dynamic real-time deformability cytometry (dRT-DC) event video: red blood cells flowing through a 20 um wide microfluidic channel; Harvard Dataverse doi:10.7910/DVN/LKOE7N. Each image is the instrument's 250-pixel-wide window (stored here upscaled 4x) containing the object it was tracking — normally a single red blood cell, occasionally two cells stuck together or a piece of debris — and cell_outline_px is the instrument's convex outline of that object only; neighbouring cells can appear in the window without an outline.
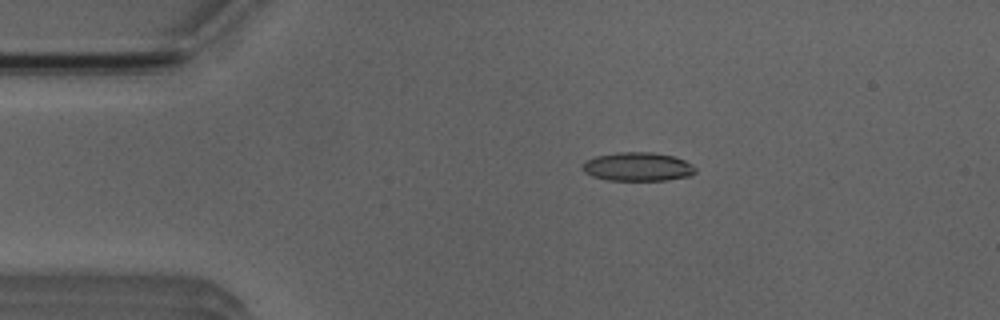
{"species": "Egyptian fruit bat (a non-hibernating species)", "species_latin": "Rousettus aegyptiacus", "temperature_condition": "room temperature", "stored_images_in_passage": 6, "camera_frame_rate_fps": 3000, "um_per_image_px": 0.085, "animal": {"sex": "male"}, "frame": {"image": 1, "passage_image": 2, "time_ms": 1.333, "image_size_px": [1000, 320], "cell_outline_px": [[696, 172], [692, 176], [668, 180], [608, 180], [592, 176], [584, 172], [584, 160], [596, 156], [616, 152], [652, 152], [672, 156], [684, 160], [692, 164], [696, 168]], "centroid_in_image_um": [54.24, 14.17], "position_along_channel_um": 30.8, "area_um2": 18.96}}
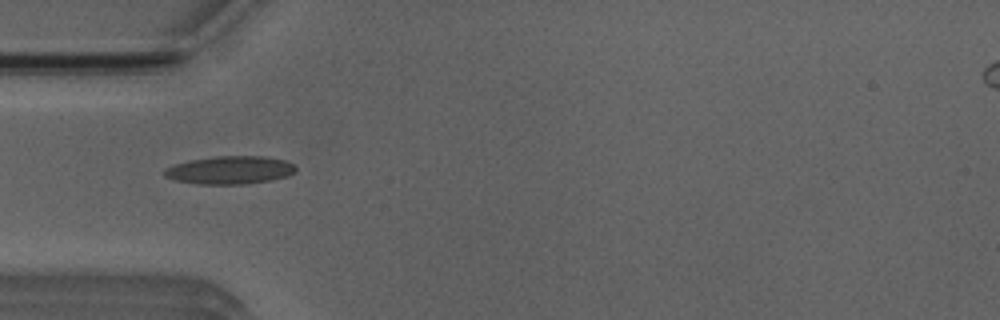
{"frame": {"image": 2, "passage_image": 4, "time_ms": 3.333, "image_size_px": [1000, 320], "cell_outline_px": [[296, 172], [288, 176], [272, 180], [244, 184], [200, 184], [176, 180], [164, 176], [164, 168], [176, 164], [192, 160], [216, 156], [264, 156], [284, 160], [292, 164], [296, 168]], "centroid_in_image_um": [19.57, 14.46], "position_along_channel_um": 65.4, "area_um2": 21.33}}